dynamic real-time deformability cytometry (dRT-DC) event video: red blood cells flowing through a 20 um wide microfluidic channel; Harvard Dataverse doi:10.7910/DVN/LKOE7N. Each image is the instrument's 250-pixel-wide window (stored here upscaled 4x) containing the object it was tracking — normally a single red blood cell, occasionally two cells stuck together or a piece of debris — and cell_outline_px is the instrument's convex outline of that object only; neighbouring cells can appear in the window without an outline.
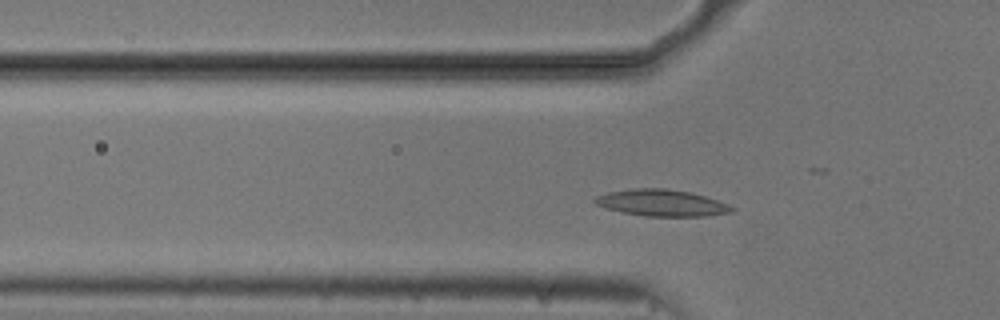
{"species": "common noctule bat (a hibernating species)", "species_latin": "Nyctalus noctula", "temperature_condition": "cold", "stored_images_in_passage": 48, "camera_frame_rate_fps": 3000, "um_per_image_px": 0.085, "animal": {"sex": "male", "body_mass_g": 20.5, "forearm_length_mm": 52.5}, "frame": {"image": 1, "passage_image": 11, "time_ms": 3.333, "image_size_px": [1000, 320], "cell_outline_px": [[736, 212], [704, 216], [648, 216], [620, 212], [596, 204], [592, 200], [596, 196], [608, 192], [632, 188], [668, 188], [688, 192], [704, 196], [728, 204], [736, 208]], "centroid_in_image_um": [56.26, 17.24], "position_along_channel_um": 69.5, "area_um2": 21.21}}
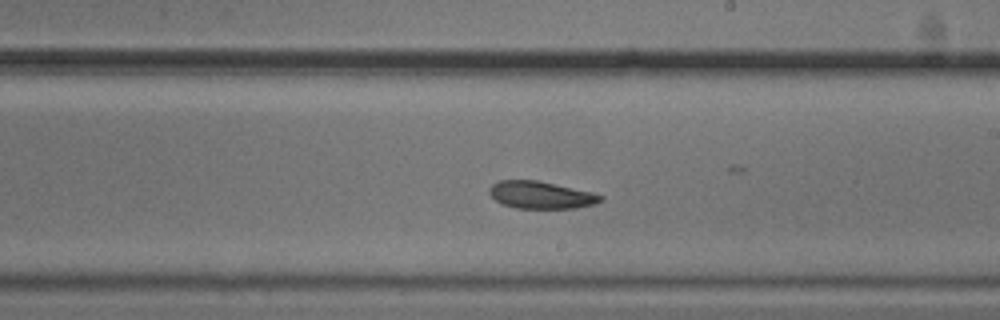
{"frame": {"image": 2, "passage_image": 25, "time_ms": 8.0, "image_size_px": [1000, 320], "cell_outline_px": [[604, 200], [596, 204], [576, 208], [516, 208], [504, 204], [496, 200], [488, 192], [488, 188], [492, 184], [500, 180], [536, 180], [592, 192], [604, 196]], "centroid_in_image_um": [46.0, 16.57], "position_along_channel_um": 243.0, "area_um2": 17.69}}
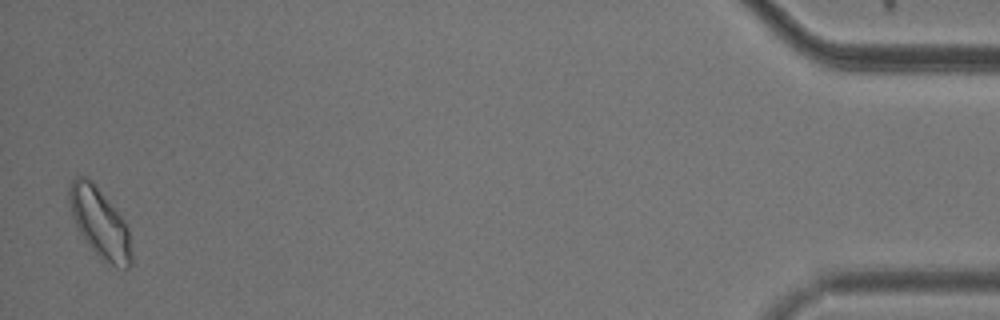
{"frame": {"image": 3, "passage_image": 47, "time_ms": 15.333, "image_size_px": [1000, 320], "cell_outline_px": [[132, 264], [128, 268], [116, 268], [100, 260], [84, 240], [76, 228], [68, 204], [68, 188], [72, 180], [76, 176], [88, 176], [96, 184], [124, 220], [128, 228], [132, 256]], "centroid_in_image_um": [8.46, 18.96], "position_along_channel_um": 426.7, "area_um2": 25.89}, "authors_computed_cell_mechanics": {"area_um2": 19.4208, "velocity_mm_per_s": 3.7132, "shape_relaxation_time_tau1_ms": 5.9254, "shape_relaxation_time_tau2_ms": 5.3689, "deformation_change_tau1": 0.1321, "deformation_change_tau2": 0.1069}}